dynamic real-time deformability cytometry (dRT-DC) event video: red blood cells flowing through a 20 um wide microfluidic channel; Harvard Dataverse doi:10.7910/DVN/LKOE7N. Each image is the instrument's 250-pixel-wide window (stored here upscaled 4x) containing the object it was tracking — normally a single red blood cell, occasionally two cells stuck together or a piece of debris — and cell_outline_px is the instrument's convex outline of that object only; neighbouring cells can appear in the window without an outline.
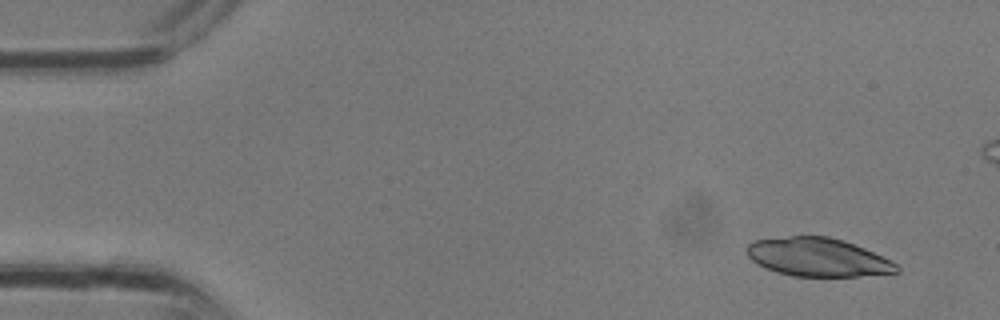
{"species": "common noctule bat (a hibernating species)", "species_latin": "Nyctalus noctula", "temperature_condition": "room temperature", "stored_images_in_passage": 3, "segment_of_instrument_passage": [2, 2], "camera_frame_rate_fps": 3000, "um_per_image_px": 0.085, "animal": {"sex": "male", "body_mass_g": 13.3}, "frame": {"image": 1, "passage_image": 3, "time_ms": 0.667, "image_size_px": [1000, 320], "cell_outline_px": [[900, 272], [860, 276], [792, 276], [776, 272], [764, 268], [752, 260], [748, 256], [748, 244], [752, 240], [792, 236], [828, 236], [844, 240], [864, 248], [892, 260], [900, 268]], "centroid_in_image_um": [69.53, 21.86], "position_along_channel_um": 15.5, "area_um2": 33.64}}